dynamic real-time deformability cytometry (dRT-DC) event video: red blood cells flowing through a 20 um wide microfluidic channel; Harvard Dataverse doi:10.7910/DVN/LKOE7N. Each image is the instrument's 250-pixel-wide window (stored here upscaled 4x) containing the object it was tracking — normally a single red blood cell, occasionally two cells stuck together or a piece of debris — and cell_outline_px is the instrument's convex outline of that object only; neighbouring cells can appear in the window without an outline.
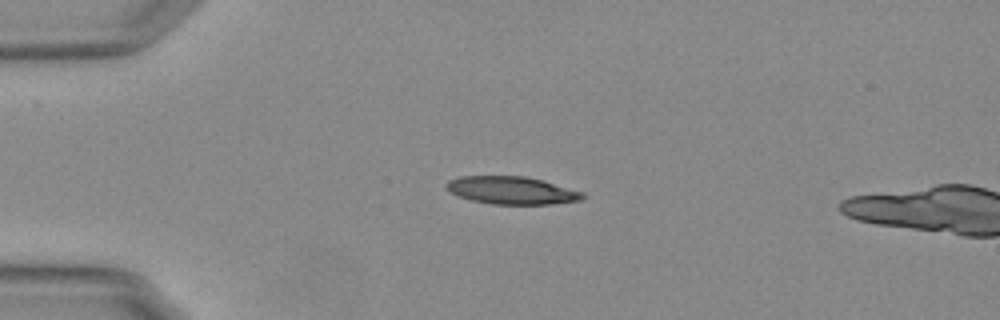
{"species": "Egyptian fruit bat (a non-hibernating species)", "species_latin": "Rousettus aegyptiacus", "temperature_condition": "warm", "stored_images_in_passage": 5, "camera_frame_rate_fps": 3000, "um_per_image_px": 0.085, "animal": {"sex": "female"}, "frame": {"image": 1, "passage_image": 1, "time_ms": 0.0, "image_size_px": [1000, 320], "cell_outline_px": [[588, 196], [580, 200], [548, 204], [492, 204], [472, 200], [460, 196], [452, 192], [444, 184], [448, 180], [460, 176], [524, 176], [540, 180], [584, 192]], "centroid_in_image_um": [43.5, 16.18], "position_along_channel_um": 41.5, "area_um2": 21.73}}